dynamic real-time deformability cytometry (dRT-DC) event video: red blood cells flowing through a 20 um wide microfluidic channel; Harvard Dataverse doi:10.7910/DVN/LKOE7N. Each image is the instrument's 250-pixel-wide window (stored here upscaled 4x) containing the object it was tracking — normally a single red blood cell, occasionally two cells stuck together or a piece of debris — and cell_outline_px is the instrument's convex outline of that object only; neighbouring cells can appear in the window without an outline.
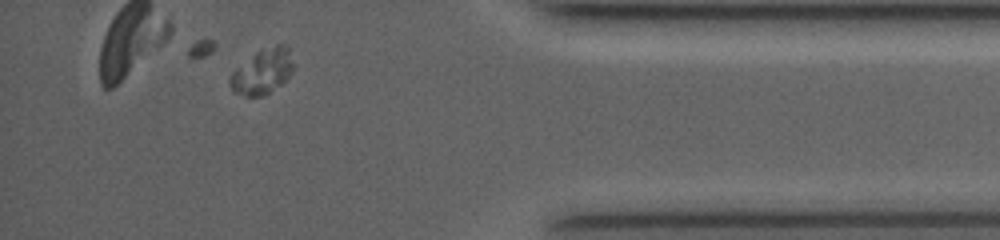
{"species": "common noctule bat (a hibernating species)", "species_latin": "Nyctalus noctula", "temperature_condition": "room temperature", "stored_images_in_passage": 26, "segment_of_instrument_passage": [2, 2], "camera_frame_rate_fps": 4000, "um_per_image_px": 0.085, "animal": {"sex": "female", "body_mass_g": 19.0, "forearm_length_mm": 53.3}, "frame": {"image": 1, "passage_image": 22, "time_ms": 11.0, "image_size_px": [1000, 240], "cell_outline_px": [[292, 72], [280, 84], [264, 96], [244, 96], [232, 92], [228, 84], [228, 76], [236, 68], [260, 48], [276, 44], [284, 44], [288, 48], [292, 64]], "centroid_in_image_um": [22.24, 6.08], "position_along_channel_um": 413.0, "area_um2": 16.7}}